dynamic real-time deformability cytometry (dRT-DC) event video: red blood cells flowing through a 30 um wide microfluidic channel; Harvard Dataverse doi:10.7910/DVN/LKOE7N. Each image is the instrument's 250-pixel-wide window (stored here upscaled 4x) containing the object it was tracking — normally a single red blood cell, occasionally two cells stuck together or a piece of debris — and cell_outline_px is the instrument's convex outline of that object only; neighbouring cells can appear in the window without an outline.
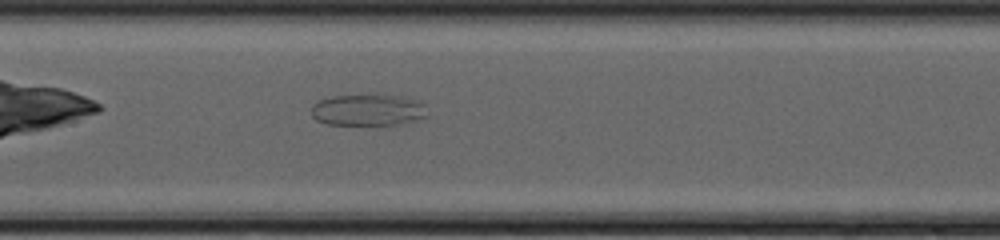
{"species": "common noctule bat (a hibernating species)", "species_latin": "Nyctalus noctula", "temperature_condition": "cold", "stored_images_in_passage": 28, "camera_frame_rate_fps": 3000, "um_per_image_px": 0.085, "animal": {"sex": "female", "body_mass_g": 20.0, "forearm_length_mm": 54.0}, "frame": {"image": 1, "passage_image": 9, "time_ms": 2.667, "image_size_px": [1000, 240], "cell_outline_px": [[428, 116], [400, 124], [384, 128], [328, 124], [316, 120], [312, 116], [312, 104], [316, 100], [332, 96], [376, 92], [384, 92], [404, 96], [420, 100], [424, 104]], "centroid_in_image_um": [31.31, 9.34], "position_along_channel_um": 176.1, "area_um2": 23.29}}
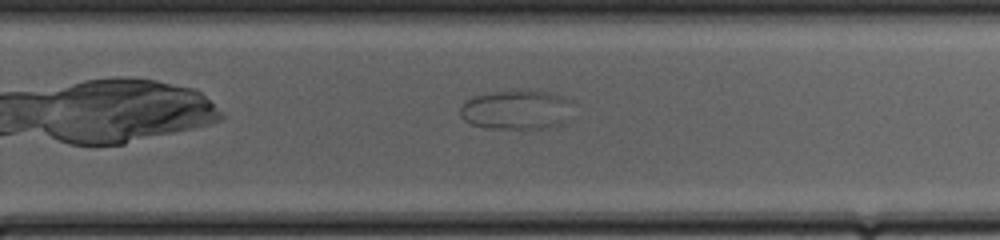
{"frame": {"image": 2, "passage_image": 17, "time_ms": 5.333, "image_size_px": [1000, 240], "cell_outline_px": [[572, 120], [564, 124], [548, 128], [488, 128], [472, 124], [464, 120], [460, 116], [460, 108], [464, 100], [472, 96], [492, 92], [556, 92], [572, 100]], "centroid_in_image_um": [43.98, 9.35], "position_along_channel_um": 285.8, "area_um2": 26.24}}
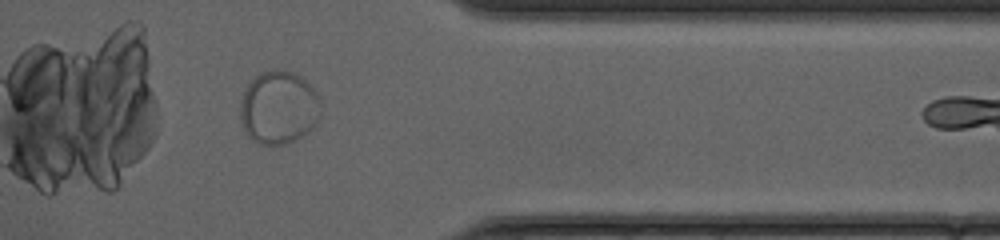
{"frame": {"image": 3, "passage_image": 25, "time_ms": 8.0, "image_size_px": [1000, 240], "cell_outline_px": [[320, 116], [312, 128], [296, 140], [284, 144], [260, 144], [252, 140], [248, 136], [240, 120], [240, 100], [248, 84], [260, 72], [292, 72], [300, 76], [316, 92], [320, 100]], "centroid_in_image_um": [23.68, 9.18], "position_along_channel_um": 387.7, "area_um2": 33.93}}